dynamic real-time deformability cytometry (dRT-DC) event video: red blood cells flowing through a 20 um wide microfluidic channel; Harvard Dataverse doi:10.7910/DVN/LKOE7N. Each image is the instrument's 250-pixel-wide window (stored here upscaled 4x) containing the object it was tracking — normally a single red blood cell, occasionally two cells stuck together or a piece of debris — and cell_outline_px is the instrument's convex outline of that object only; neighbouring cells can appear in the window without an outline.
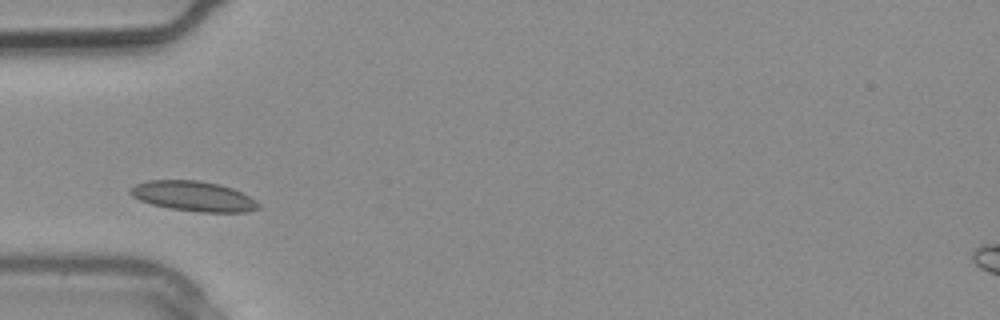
{"species": "common noctule bat (a hibernating species)", "species_latin": "Nyctalus noctula", "temperature_condition": "warm", "stored_images_in_passage": 1, "camera_frame_rate_fps": 3000, "um_per_image_px": 0.085, "animal": {"sex": "male", "body_mass_g": 20.4}, "frame": {"image": 1, "passage_image": 1, "time_ms": 0.0, "image_size_px": [1000, 320], "cell_outline_px": [[260, 208], [244, 212], [200, 212], [168, 208], [152, 204], [140, 200], [132, 196], [128, 192], [136, 184], [148, 180], [200, 180], [220, 184], [232, 188], [256, 200], [260, 204]], "centroid_in_image_um": [16.45, 16.67], "position_along_channel_um": 68.6, "area_um2": 22.43}}